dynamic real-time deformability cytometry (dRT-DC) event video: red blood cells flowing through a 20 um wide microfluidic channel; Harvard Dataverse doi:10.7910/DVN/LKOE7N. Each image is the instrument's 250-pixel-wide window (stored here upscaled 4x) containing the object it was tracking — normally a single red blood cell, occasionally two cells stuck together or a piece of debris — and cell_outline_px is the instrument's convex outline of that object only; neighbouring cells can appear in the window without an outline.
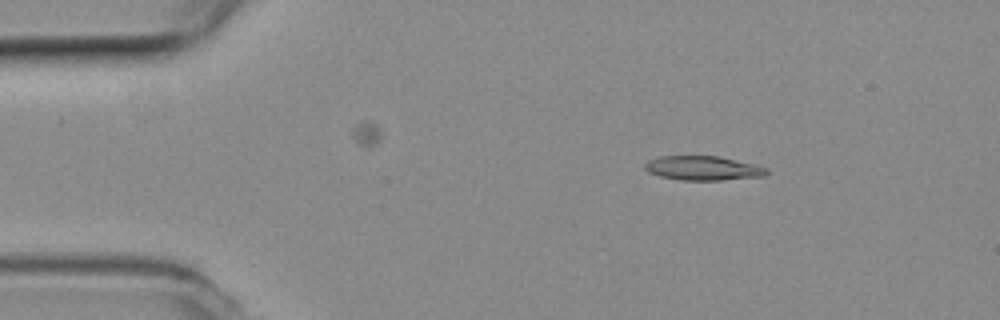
{"species": "common noctule bat (a hibernating species)", "species_latin": "Nyctalus noctula", "temperature_condition": "room temperature", "stored_images_in_passage": 5, "camera_frame_rate_fps": 3000, "um_per_image_px": 0.085, "animal": {"sex": "female", "body_mass_g": 19.3, "forearm_length_mm": 54.1}, "frame": {"image": 1, "passage_image": 2, "time_ms": 0.333, "image_size_px": [1000, 320], "cell_outline_px": [[768, 172], [764, 176], [720, 180], [680, 180], [660, 176], [648, 172], [644, 168], [644, 164], [648, 160], [660, 156], [716, 156], [756, 164], [768, 168]], "centroid_in_image_um": [59.75, 14.29], "position_along_channel_um": 25.3, "area_um2": 17.22}}